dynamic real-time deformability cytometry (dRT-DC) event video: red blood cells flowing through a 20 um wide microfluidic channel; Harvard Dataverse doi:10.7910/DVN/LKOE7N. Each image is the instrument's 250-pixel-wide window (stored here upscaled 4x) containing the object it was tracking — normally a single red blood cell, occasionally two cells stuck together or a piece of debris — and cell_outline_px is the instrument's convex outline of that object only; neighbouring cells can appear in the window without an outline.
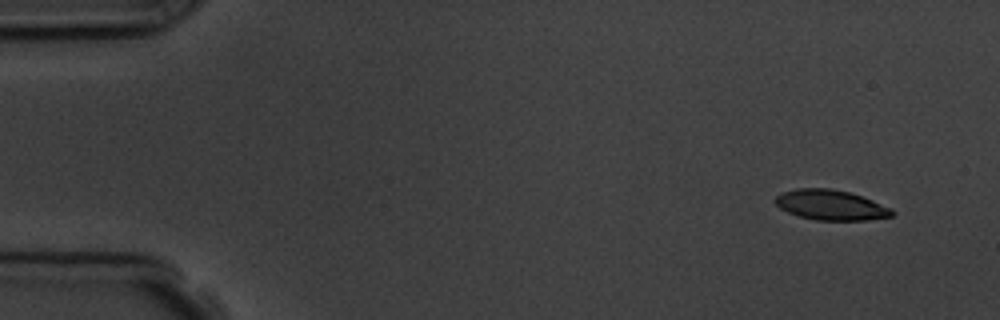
{"species": "common noctule bat (a hibernating species)", "species_latin": "Nyctalus noctula", "temperature_condition": "room temperature", "stored_images_in_passage": 7, "camera_frame_rate_fps": 3000, "um_per_image_px": 0.085, "animal": {"sex": "male", "body_mass_g": 19.5, "forearm_length_mm": 54.6}, "frame": {"image": 1, "passage_image": 1, "time_ms": 0.0, "image_size_px": [1000, 320], "cell_outline_px": [[896, 212], [892, 216], [864, 220], [816, 220], [800, 216], [788, 212], [780, 208], [772, 200], [776, 196], [784, 192], [796, 188], [832, 188], [848, 192], [872, 200], [892, 208]], "centroid_in_image_um": [70.61, 17.42], "position_along_channel_um": 14.4, "area_um2": 20.46}}
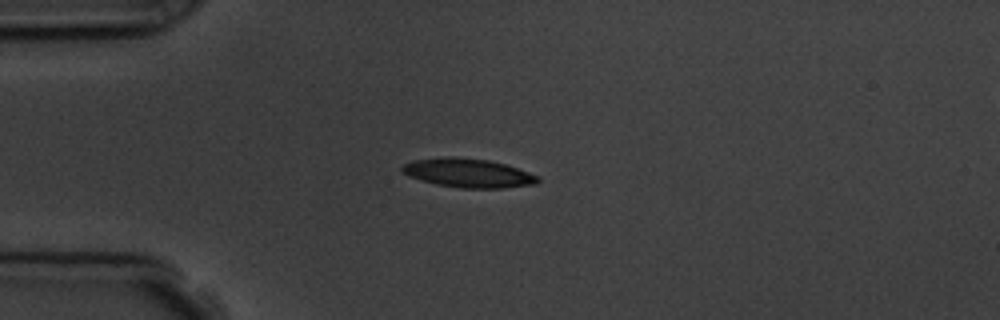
{"frame": {"image": 2, "passage_image": 4, "time_ms": 3.333, "image_size_px": [1000, 320], "cell_outline_px": [[540, 180], [536, 184], [500, 188], [464, 188], [436, 184], [408, 176], [400, 172], [400, 168], [404, 164], [416, 160], [452, 156], [488, 160], [504, 164], [540, 176]], "centroid_in_image_um": [39.79, 14.71], "position_along_channel_um": 45.2, "area_um2": 22.66}}